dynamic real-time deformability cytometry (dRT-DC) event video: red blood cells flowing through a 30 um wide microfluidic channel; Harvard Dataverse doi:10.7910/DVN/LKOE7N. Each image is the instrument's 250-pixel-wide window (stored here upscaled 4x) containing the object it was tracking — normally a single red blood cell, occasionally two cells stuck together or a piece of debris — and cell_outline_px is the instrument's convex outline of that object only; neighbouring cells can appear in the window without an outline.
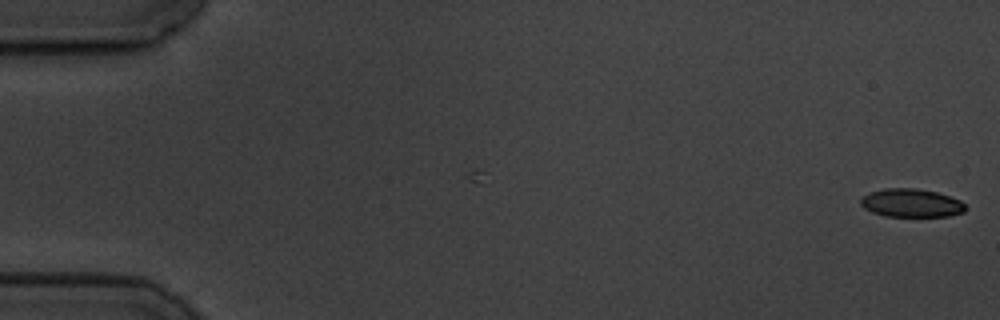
{"species": "common noctule bat (a hibernating species)", "species_latin": "Nyctalus noctula", "temperature_condition": "cold", "stored_images_in_passage": 2, "camera_frame_rate_fps": 3000, "um_per_image_px": 0.085, "animal": {"sex": "male", "body_mass_g": 19.5, "forearm_length_mm": 54.6}, "frame": {"image": 1, "passage_image": 2, "time_ms": 1.333, "image_size_px": [1000, 320], "cell_outline_px": [[968, 208], [964, 212], [948, 216], [884, 216], [872, 212], [864, 208], [860, 204], [860, 196], [868, 192], [884, 188], [916, 188], [936, 192], [960, 200]], "centroid_in_image_um": [77.42, 17.25], "position_along_channel_um": 7.6, "area_um2": 17.46}}